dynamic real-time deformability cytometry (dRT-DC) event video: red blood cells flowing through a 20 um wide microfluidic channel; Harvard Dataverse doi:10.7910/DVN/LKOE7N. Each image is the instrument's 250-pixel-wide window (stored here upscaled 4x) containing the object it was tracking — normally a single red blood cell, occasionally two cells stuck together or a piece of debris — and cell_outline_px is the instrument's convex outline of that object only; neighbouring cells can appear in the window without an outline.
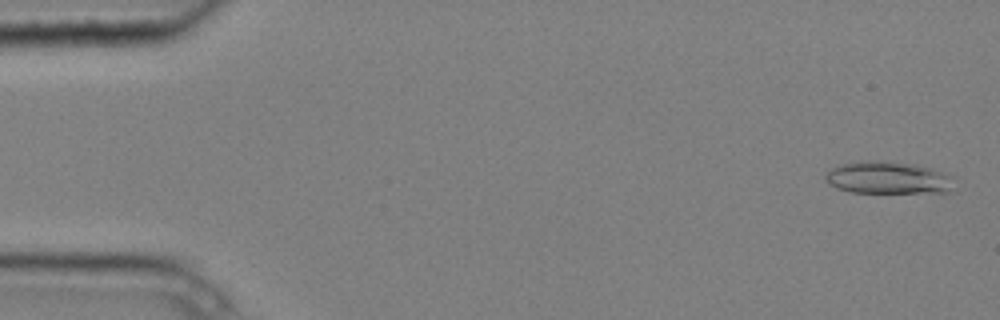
{"species": "common noctule bat (a hibernating species)", "species_latin": "Nyctalus noctula", "temperature_condition": "cold", "stored_images_in_passage": 6, "camera_frame_rate_fps": 3000, "um_per_image_px": 0.085, "animal": {"sex": "male", "body_mass_g": 20.4}, "frame": {"image": 1, "passage_image": 1, "time_ms": 0.0, "image_size_px": [1000, 320], "cell_outline_px": [[952, 176], [948, 192], [852, 192], [836, 188], [828, 184], [824, 180], [824, 176], [832, 168], [844, 164], [868, 160], [880, 160], [916, 164], [932, 168]], "centroid_in_image_um": [75.43, 15.1], "position_along_channel_um": 9.6, "area_um2": 23.99}}
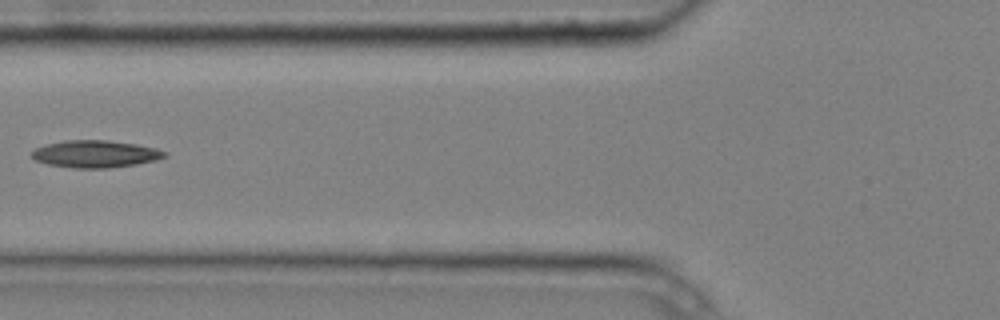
{"frame": {"image": 2, "passage_image": 5, "time_ms": 1.333, "image_size_px": [1000, 320], "cell_outline_px": [[168, 156], [156, 160], [136, 164], [108, 168], [76, 168], [48, 164], [36, 160], [28, 156], [36, 148], [44, 144], [64, 140], [108, 140], [136, 144], [156, 148], [168, 152]], "centroid_in_image_um": [8.11, 13.08], "position_along_channel_um": 117.7, "area_um2": 21.21}}
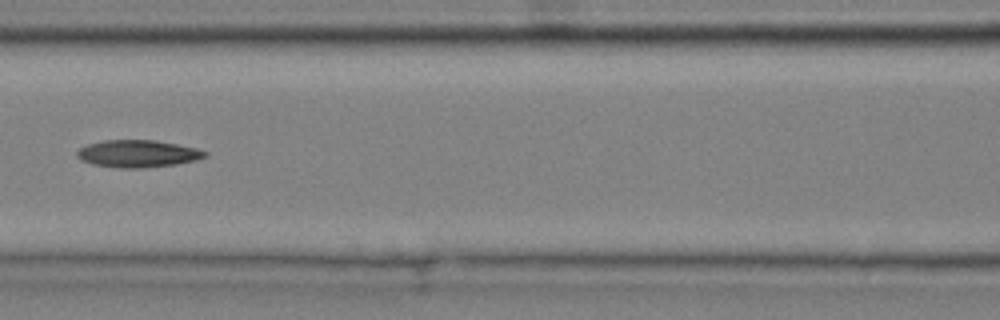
{"frame": {"image": 3, "passage_image": 6, "time_ms": 1.667, "image_size_px": [1000, 320], "cell_outline_px": [[208, 156], [196, 160], [176, 164], [140, 168], [120, 168], [92, 164], [80, 160], [76, 156], [76, 152], [80, 148], [88, 144], [104, 140], [152, 140], [176, 144], [196, 148], [208, 152]], "centroid_in_image_um": [11.7, 13.06], "position_along_channel_um": 154.9, "area_um2": 20.29}}